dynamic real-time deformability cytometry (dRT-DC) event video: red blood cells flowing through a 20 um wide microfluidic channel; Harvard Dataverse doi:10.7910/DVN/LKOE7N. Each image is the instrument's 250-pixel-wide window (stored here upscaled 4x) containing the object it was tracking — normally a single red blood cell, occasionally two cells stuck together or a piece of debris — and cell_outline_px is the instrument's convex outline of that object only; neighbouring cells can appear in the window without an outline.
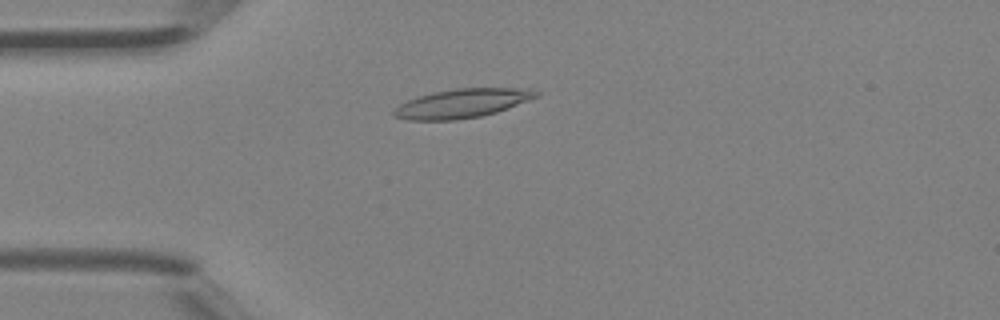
{"species": "Egyptian fruit bat (a non-hibernating species)", "species_latin": "Rousettus aegyptiacus", "temperature_condition": "room temperature", "stored_images_in_passage": 32, "camera_frame_rate_fps": 3000, "um_per_image_px": 0.085, "animal": {"sex": "female"}, "frame": {"image": 1, "passage_image": 4, "time_ms": 1.0, "image_size_px": [1000, 320], "cell_outline_px": [[540, 96], [508, 108], [496, 112], [480, 116], [456, 120], [408, 120], [392, 116], [392, 112], [400, 104], [408, 100], [432, 92], [456, 88], [528, 88], [540, 92]], "centroid_in_image_um": [39.3, 8.78], "position_along_channel_um": 45.7, "area_um2": 24.04}}
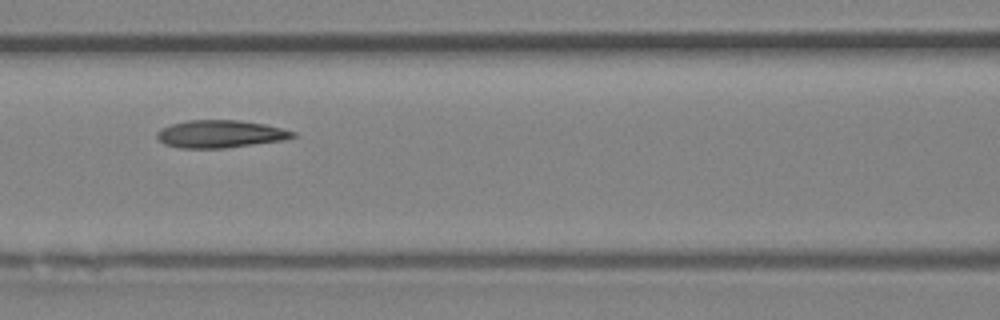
{"frame": {"image": 2, "passage_image": 12, "time_ms": 3.667, "image_size_px": [1000, 320], "cell_outline_px": [[296, 136], [284, 140], [224, 148], [180, 148], [164, 144], [156, 136], [156, 132], [160, 128], [172, 124], [188, 120], [240, 120], [264, 124], [296, 132]], "centroid_in_image_um": [18.7, 11.38], "position_along_channel_um": 147.9, "area_um2": 21.79}}
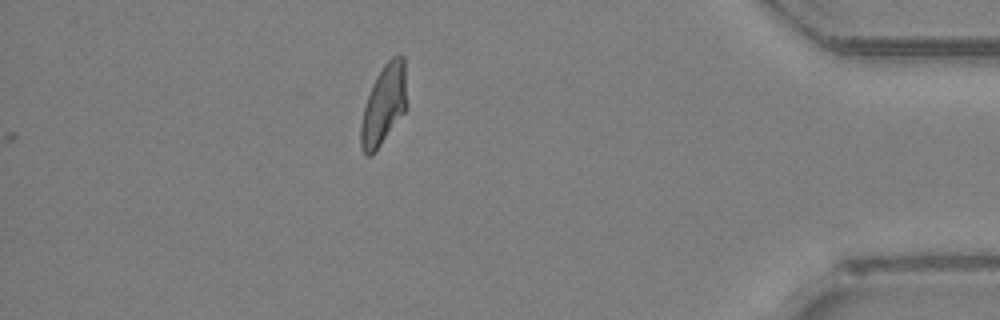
{"frame": {"image": 3, "passage_image": 32, "time_ms": 10.333, "image_size_px": [1000, 320], "cell_outline_px": [[408, 108], [372, 156], [364, 156], [360, 148], [360, 124], [364, 108], [372, 84], [376, 76], [384, 64], [392, 56], [400, 52], [404, 56]], "centroid_in_image_um": [32.64, 8.9], "position_along_channel_um": 402.6, "area_um2": 21.96}, "authors_computed_cell_mechanics": {"area_um2": 21.9929, "velocity_mm_per_s": 4.4853, "shape_relaxation_time_tau1_ms": 6.3146, "shape_relaxation_time_tau2_ms": 1.7746, "deformation_change_tau1": 0.2133, "deformation_change_tau2": 0.0918}}